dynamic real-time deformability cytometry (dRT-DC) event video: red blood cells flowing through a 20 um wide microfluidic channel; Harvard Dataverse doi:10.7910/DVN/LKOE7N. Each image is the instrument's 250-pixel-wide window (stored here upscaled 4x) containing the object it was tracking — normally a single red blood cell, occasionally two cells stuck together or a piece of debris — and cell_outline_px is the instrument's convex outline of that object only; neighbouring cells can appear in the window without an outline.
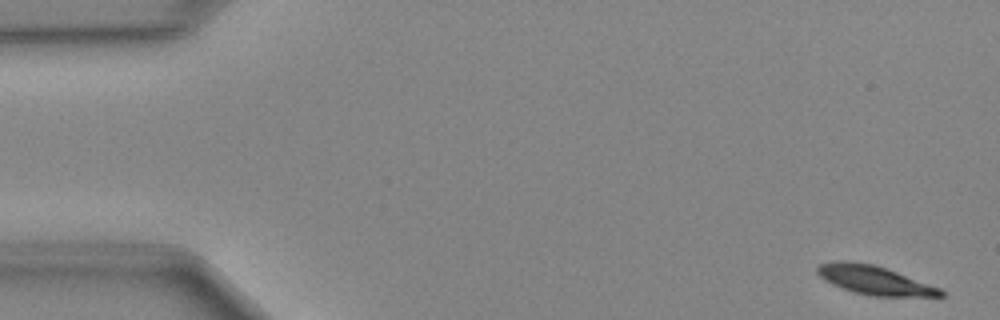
{"species": "Egyptian fruit bat (a non-hibernating species)", "species_latin": "Rousettus aegyptiacus", "temperature_condition": "cold", "stored_images_in_passage": 49, "camera_frame_rate_fps": 3000, "um_per_image_px": 0.085, "animal": {"sex": "female"}, "frame": {"image": 1, "passage_image": 1, "time_ms": 0.0, "image_size_px": [1000, 320], "cell_outline_px": [[944, 296], [872, 296], [852, 292], [832, 284], [824, 280], [816, 272], [816, 268], [820, 264], [832, 260], [844, 260], [872, 264], [896, 272], [940, 288], [944, 292]], "centroid_in_image_um": [74.26, 23.81], "position_along_channel_um": 10.7, "area_um2": 20.52}}
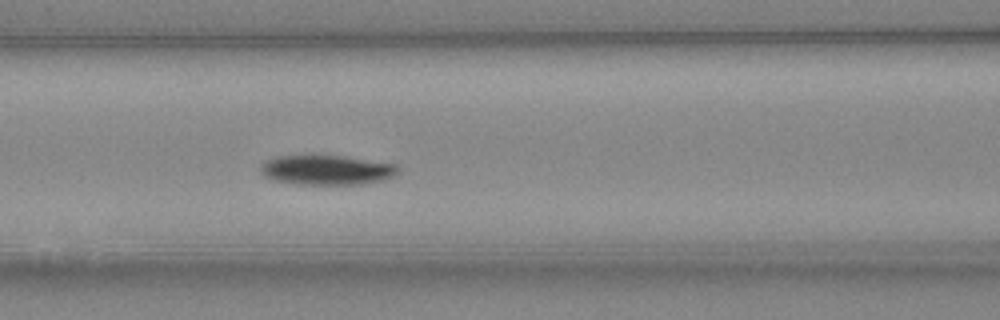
{"frame": {"image": 2, "passage_image": 20, "time_ms": 6.333, "image_size_px": [1000, 320], "cell_outline_px": [[400, 172], [392, 176], [380, 180], [360, 184], [296, 184], [276, 180], [264, 176], [260, 172], [260, 168], [268, 160], [276, 156], [344, 156], [396, 164], [400, 168]], "centroid_in_image_um": [27.79, 14.45], "position_along_channel_um": 138.8, "area_um2": 23.47}}
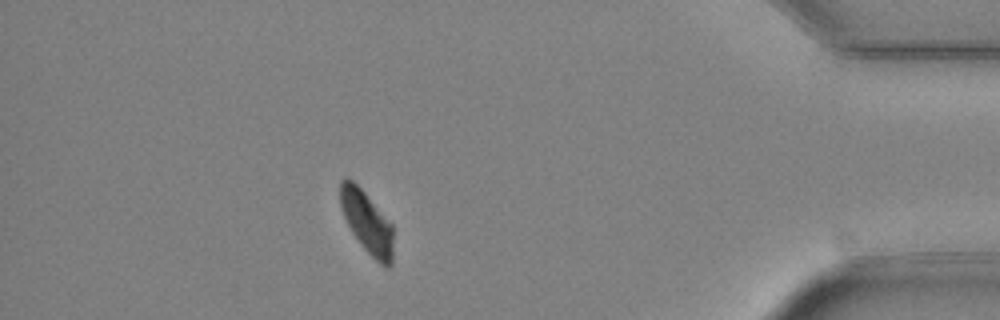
{"frame": {"image": 3, "passage_image": 43, "time_ms": 14.0, "image_size_px": [1000, 320], "cell_outline_px": [[392, 264], [388, 268], [380, 264], [360, 244], [352, 232], [340, 208], [340, 180], [352, 180], [364, 192], [392, 224]], "centroid_in_image_um": [31.18, 18.91], "position_along_channel_um": 404.0, "area_um2": 18.79}}